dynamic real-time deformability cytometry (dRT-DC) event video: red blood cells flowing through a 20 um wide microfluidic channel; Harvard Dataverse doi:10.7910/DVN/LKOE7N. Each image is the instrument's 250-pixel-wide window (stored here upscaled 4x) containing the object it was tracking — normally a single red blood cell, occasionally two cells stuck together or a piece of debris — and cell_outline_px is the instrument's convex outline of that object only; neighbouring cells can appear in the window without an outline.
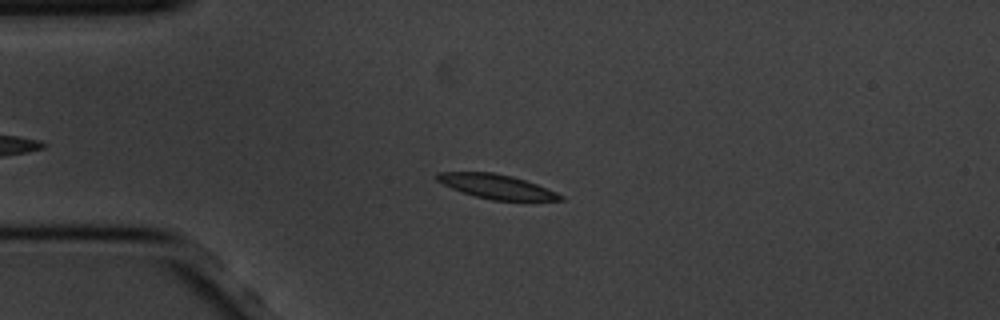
{"species": "common noctule bat (a hibernating species)", "species_latin": "Nyctalus noctula", "temperature_condition": "cold", "stored_images_in_passage": 42, "segment_of_instrument_passage": [1, 2], "camera_frame_rate_fps": 3000, "um_per_image_px": 0.085, "animal": {"sex": "male", "body_mass_g": 20.1, "forearm_length_mm": 53.5}, "frame": {"image": 1, "passage_image": 8, "time_ms": 2.333, "image_size_px": [1000, 320], "cell_outline_px": [[564, 200], [492, 200], [476, 196], [452, 188], [436, 180], [436, 172], [492, 172], [512, 176], [536, 184], [556, 192], [564, 196]], "centroid_in_image_um": [42.2, 15.85], "position_along_channel_um": 42.8, "area_um2": 17.17}}
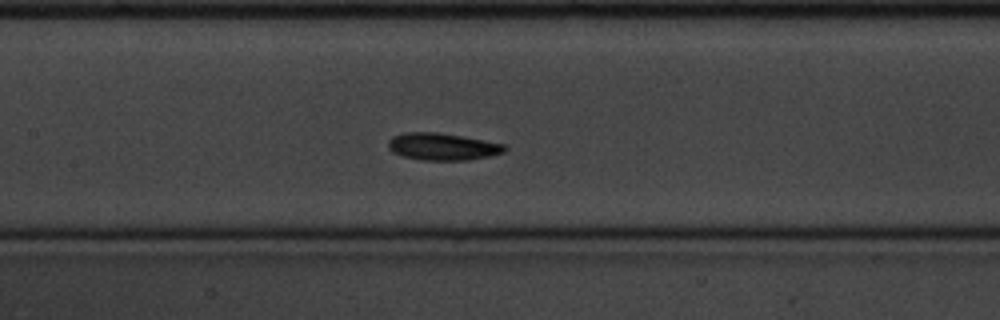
{"frame": {"image": 2, "passage_image": 21, "time_ms": 6.667, "image_size_px": [1000, 320], "cell_outline_px": [[508, 148], [504, 152], [488, 156], [468, 160], [420, 160], [404, 156], [392, 152], [388, 148], [388, 140], [392, 136], [404, 132], [436, 132], [484, 140], [504, 144]], "centroid_in_image_um": [37.58, 12.46], "position_along_channel_um": 169.8, "area_um2": 18.38}}
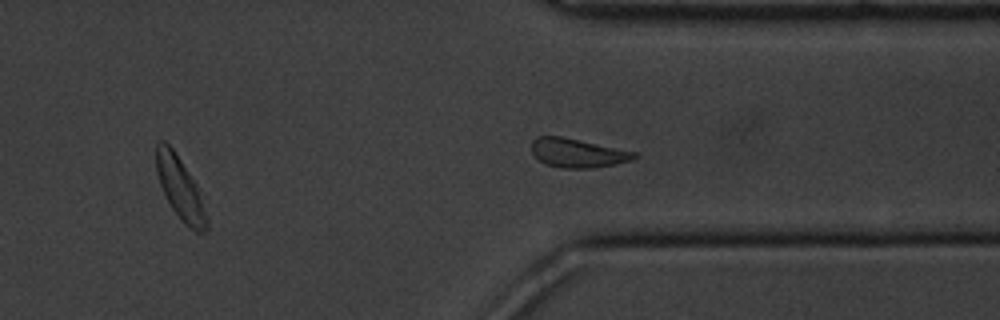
{"frame": {"image": 3, "passage_image": 38, "time_ms": 12.333, "image_size_px": [1000, 320], "cell_outline_px": [[208, 228], [204, 232], [196, 232], [188, 228], [184, 224], [172, 208], [160, 184], [156, 172], [156, 144], [160, 140], [164, 140], [172, 148], [208, 196]], "centroid_in_image_um": [15.44, 16.05], "position_along_channel_um": 396.0, "area_um2": 19.54}}